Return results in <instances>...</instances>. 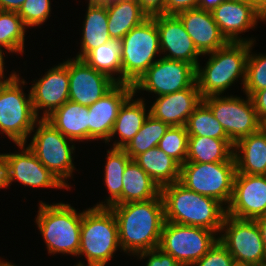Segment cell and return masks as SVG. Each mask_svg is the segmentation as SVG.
<instances>
[{"instance_id":"40","label":"cell","mask_w":266,"mask_h":266,"mask_svg":"<svg viewBox=\"0 0 266 266\" xmlns=\"http://www.w3.org/2000/svg\"><path fill=\"white\" fill-rule=\"evenodd\" d=\"M140 260L147 259L146 266H184L180 261H176L170 254L165 253L159 247L142 251L136 254Z\"/></svg>"},{"instance_id":"20","label":"cell","mask_w":266,"mask_h":266,"mask_svg":"<svg viewBox=\"0 0 266 266\" xmlns=\"http://www.w3.org/2000/svg\"><path fill=\"white\" fill-rule=\"evenodd\" d=\"M21 150L18 153H6L9 164L10 181L20 182L21 185L32 188H66L55 175L48 170L28 148L27 144H16ZM26 147V148H25Z\"/></svg>"},{"instance_id":"29","label":"cell","mask_w":266,"mask_h":266,"mask_svg":"<svg viewBox=\"0 0 266 266\" xmlns=\"http://www.w3.org/2000/svg\"><path fill=\"white\" fill-rule=\"evenodd\" d=\"M160 194L161 188L157 183L131 159L123 173L121 204L148 201Z\"/></svg>"},{"instance_id":"37","label":"cell","mask_w":266,"mask_h":266,"mask_svg":"<svg viewBox=\"0 0 266 266\" xmlns=\"http://www.w3.org/2000/svg\"><path fill=\"white\" fill-rule=\"evenodd\" d=\"M254 43H250V50L246 62V80L244 93L251 96L253 93L266 89V54H254L252 47Z\"/></svg>"},{"instance_id":"54","label":"cell","mask_w":266,"mask_h":266,"mask_svg":"<svg viewBox=\"0 0 266 266\" xmlns=\"http://www.w3.org/2000/svg\"><path fill=\"white\" fill-rule=\"evenodd\" d=\"M235 266H249V265L236 264Z\"/></svg>"},{"instance_id":"6","label":"cell","mask_w":266,"mask_h":266,"mask_svg":"<svg viewBox=\"0 0 266 266\" xmlns=\"http://www.w3.org/2000/svg\"><path fill=\"white\" fill-rule=\"evenodd\" d=\"M19 75L12 72L0 82V132L14 144H26L39 118L33 109L31 91L26 96L22 87L26 82Z\"/></svg>"},{"instance_id":"51","label":"cell","mask_w":266,"mask_h":266,"mask_svg":"<svg viewBox=\"0 0 266 266\" xmlns=\"http://www.w3.org/2000/svg\"><path fill=\"white\" fill-rule=\"evenodd\" d=\"M5 74L4 72H0V82L5 78Z\"/></svg>"},{"instance_id":"31","label":"cell","mask_w":266,"mask_h":266,"mask_svg":"<svg viewBox=\"0 0 266 266\" xmlns=\"http://www.w3.org/2000/svg\"><path fill=\"white\" fill-rule=\"evenodd\" d=\"M106 158L104 182L109 191V197H106L107 199L104 202H99L93 207H110L121 204L123 173L131 158L122 148L107 150Z\"/></svg>"},{"instance_id":"8","label":"cell","mask_w":266,"mask_h":266,"mask_svg":"<svg viewBox=\"0 0 266 266\" xmlns=\"http://www.w3.org/2000/svg\"><path fill=\"white\" fill-rule=\"evenodd\" d=\"M32 132L35 133L31 138V142L27 145L28 148L67 187L68 191L71 186L69 187L67 178L73 177L72 173L76 169L73 164L74 157H72L75 144L70 145L74 141L65 137L48 121L41 118L35 123Z\"/></svg>"},{"instance_id":"46","label":"cell","mask_w":266,"mask_h":266,"mask_svg":"<svg viewBox=\"0 0 266 266\" xmlns=\"http://www.w3.org/2000/svg\"><path fill=\"white\" fill-rule=\"evenodd\" d=\"M224 1L225 0H199L198 8L212 12L217 6H219Z\"/></svg>"},{"instance_id":"7","label":"cell","mask_w":266,"mask_h":266,"mask_svg":"<svg viewBox=\"0 0 266 266\" xmlns=\"http://www.w3.org/2000/svg\"><path fill=\"white\" fill-rule=\"evenodd\" d=\"M122 83L134 84L161 55L155 16L148 17L122 39Z\"/></svg>"},{"instance_id":"38","label":"cell","mask_w":266,"mask_h":266,"mask_svg":"<svg viewBox=\"0 0 266 266\" xmlns=\"http://www.w3.org/2000/svg\"><path fill=\"white\" fill-rule=\"evenodd\" d=\"M50 12L51 0H26L17 13L28 28L42 25Z\"/></svg>"},{"instance_id":"44","label":"cell","mask_w":266,"mask_h":266,"mask_svg":"<svg viewBox=\"0 0 266 266\" xmlns=\"http://www.w3.org/2000/svg\"><path fill=\"white\" fill-rule=\"evenodd\" d=\"M10 181V172H9V164L6 161L5 154L0 153V188L9 187Z\"/></svg>"},{"instance_id":"15","label":"cell","mask_w":266,"mask_h":266,"mask_svg":"<svg viewBox=\"0 0 266 266\" xmlns=\"http://www.w3.org/2000/svg\"><path fill=\"white\" fill-rule=\"evenodd\" d=\"M226 214L250 220L266 215V175L236 173Z\"/></svg>"},{"instance_id":"36","label":"cell","mask_w":266,"mask_h":266,"mask_svg":"<svg viewBox=\"0 0 266 266\" xmlns=\"http://www.w3.org/2000/svg\"><path fill=\"white\" fill-rule=\"evenodd\" d=\"M188 138L186 126H170L157 147L181 166L186 162Z\"/></svg>"},{"instance_id":"26","label":"cell","mask_w":266,"mask_h":266,"mask_svg":"<svg viewBox=\"0 0 266 266\" xmlns=\"http://www.w3.org/2000/svg\"><path fill=\"white\" fill-rule=\"evenodd\" d=\"M88 114V107L68 100L45 120L73 141H88Z\"/></svg>"},{"instance_id":"1","label":"cell","mask_w":266,"mask_h":266,"mask_svg":"<svg viewBox=\"0 0 266 266\" xmlns=\"http://www.w3.org/2000/svg\"><path fill=\"white\" fill-rule=\"evenodd\" d=\"M117 220L121 250L128 255L159 247L165 222L161 194L148 201L127 202L109 207Z\"/></svg>"},{"instance_id":"14","label":"cell","mask_w":266,"mask_h":266,"mask_svg":"<svg viewBox=\"0 0 266 266\" xmlns=\"http://www.w3.org/2000/svg\"><path fill=\"white\" fill-rule=\"evenodd\" d=\"M212 15L228 42L254 43L253 38H240L239 34L256 28L258 20L266 21V11L258 3L245 1L225 0L212 11Z\"/></svg>"},{"instance_id":"10","label":"cell","mask_w":266,"mask_h":266,"mask_svg":"<svg viewBox=\"0 0 266 266\" xmlns=\"http://www.w3.org/2000/svg\"><path fill=\"white\" fill-rule=\"evenodd\" d=\"M216 235L206 228L165 221L159 248L184 266H191L218 241Z\"/></svg>"},{"instance_id":"32","label":"cell","mask_w":266,"mask_h":266,"mask_svg":"<svg viewBox=\"0 0 266 266\" xmlns=\"http://www.w3.org/2000/svg\"><path fill=\"white\" fill-rule=\"evenodd\" d=\"M122 40L109 39L104 45L91 50L82 60L96 71L108 75L116 83H122ZM118 75V77H115Z\"/></svg>"},{"instance_id":"48","label":"cell","mask_w":266,"mask_h":266,"mask_svg":"<svg viewBox=\"0 0 266 266\" xmlns=\"http://www.w3.org/2000/svg\"><path fill=\"white\" fill-rule=\"evenodd\" d=\"M4 53H2L0 51V72H4V65H5V62H4Z\"/></svg>"},{"instance_id":"53","label":"cell","mask_w":266,"mask_h":266,"mask_svg":"<svg viewBox=\"0 0 266 266\" xmlns=\"http://www.w3.org/2000/svg\"><path fill=\"white\" fill-rule=\"evenodd\" d=\"M263 128L266 130V120L263 122Z\"/></svg>"},{"instance_id":"28","label":"cell","mask_w":266,"mask_h":266,"mask_svg":"<svg viewBox=\"0 0 266 266\" xmlns=\"http://www.w3.org/2000/svg\"><path fill=\"white\" fill-rule=\"evenodd\" d=\"M234 143L230 139L189 136L186 162H235Z\"/></svg>"},{"instance_id":"25","label":"cell","mask_w":266,"mask_h":266,"mask_svg":"<svg viewBox=\"0 0 266 266\" xmlns=\"http://www.w3.org/2000/svg\"><path fill=\"white\" fill-rule=\"evenodd\" d=\"M109 39L106 4L103 1H89L83 22L81 52L75 58L83 59L91 50L104 45Z\"/></svg>"},{"instance_id":"52","label":"cell","mask_w":266,"mask_h":266,"mask_svg":"<svg viewBox=\"0 0 266 266\" xmlns=\"http://www.w3.org/2000/svg\"><path fill=\"white\" fill-rule=\"evenodd\" d=\"M236 1H245V2L257 3L255 0H236Z\"/></svg>"},{"instance_id":"42","label":"cell","mask_w":266,"mask_h":266,"mask_svg":"<svg viewBox=\"0 0 266 266\" xmlns=\"http://www.w3.org/2000/svg\"><path fill=\"white\" fill-rule=\"evenodd\" d=\"M141 9L152 17L159 14H164L165 0H136Z\"/></svg>"},{"instance_id":"22","label":"cell","mask_w":266,"mask_h":266,"mask_svg":"<svg viewBox=\"0 0 266 266\" xmlns=\"http://www.w3.org/2000/svg\"><path fill=\"white\" fill-rule=\"evenodd\" d=\"M177 16L202 55L222 48L228 43L214 21L212 12L192 8L178 13Z\"/></svg>"},{"instance_id":"33","label":"cell","mask_w":266,"mask_h":266,"mask_svg":"<svg viewBox=\"0 0 266 266\" xmlns=\"http://www.w3.org/2000/svg\"><path fill=\"white\" fill-rule=\"evenodd\" d=\"M169 127L167 123L149 114L139 132L122 149L134 159L137 155L157 147Z\"/></svg>"},{"instance_id":"4","label":"cell","mask_w":266,"mask_h":266,"mask_svg":"<svg viewBox=\"0 0 266 266\" xmlns=\"http://www.w3.org/2000/svg\"><path fill=\"white\" fill-rule=\"evenodd\" d=\"M121 249L118 223L109 207H89L82 211L79 256H86V266H106ZM74 266H85L80 262Z\"/></svg>"},{"instance_id":"11","label":"cell","mask_w":266,"mask_h":266,"mask_svg":"<svg viewBox=\"0 0 266 266\" xmlns=\"http://www.w3.org/2000/svg\"><path fill=\"white\" fill-rule=\"evenodd\" d=\"M218 240L236 264L261 266L266 262V249L255 220L238 219L226 214Z\"/></svg>"},{"instance_id":"43","label":"cell","mask_w":266,"mask_h":266,"mask_svg":"<svg viewBox=\"0 0 266 266\" xmlns=\"http://www.w3.org/2000/svg\"><path fill=\"white\" fill-rule=\"evenodd\" d=\"M250 98L258 117L264 122L266 120V89L253 93Z\"/></svg>"},{"instance_id":"50","label":"cell","mask_w":266,"mask_h":266,"mask_svg":"<svg viewBox=\"0 0 266 266\" xmlns=\"http://www.w3.org/2000/svg\"><path fill=\"white\" fill-rule=\"evenodd\" d=\"M1 266H17V265H14L12 262H5V260L3 261L2 259V262H1Z\"/></svg>"},{"instance_id":"16","label":"cell","mask_w":266,"mask_h":266,"mask_svg":"<svg viewBox=\"0 0 266 266\" xmlns=\"http://www.w3.org/2000/svg\"><path fill=\"white\" fill-rule=\"evenodd\" d=\"M33 83L30 89L33 109L39 119V111L44 109L41 119H45L69 100L68 60L53 66Z\"/></svg>"},{"instance_id":"3","label":"cell","mask_w":266,"mask_h":266,"mask_svg":"<svg viewBox=\"0 0 266 266\" xmlns=\"http://www.w3.org/2000/svg\"><path fill=\"white\" fill-rule=\"evenodd\" d=\"M249 50L248 42H228L222 48L203 54L209 56L206 66L202 68L199 63L196 67V84L202 98L223 95L238 78L244 87Z\"/></svg>"},{"instance_id":"2","label":"cell","mask_w":266,"mask_h":266,"mask_svg":"<svg viewBox=\"0 0 266 266\" xmlns=\"http://www.w3.org/2000/svg\"><path fill=\"white\" fill-rule=\"evenodd\" d=\"M165 221L196 226L220 234L226 207L218 200L198 194L179 181L161 188Z\"/></svg>"},{"instance_id":"34","label":"cell","mask_w":266,"mask_h":266,"mask_svg":"<svg viewBox=\"0 0 266 266\" xmlns=\"http://www.w3.org/2000/svg\"><path fill=\"white\" fill-rule=\"evenodd\" d=\"M26 28L17 12L0 10V51L22 54Z\"/></svg>"},{"instance_id":"49","label":"cell","mask_w":266,"mask_h":266,"mask_svg":"<svg viewBox=\"0 0 266 266\" xmlns=\"http://www.w3.org/2000/svg\"><path fill=\"white\" fill-rule=\"evenodd\" d=\"M266 11V0H255Z\"/></svg>"},{"instance_id":"9","label":"cell","mask_w":266,"mask_h":266,"mask_svg":"<svg viewBox=\"0 0 266 266\" xmlns=\"http://www.w3.org/2000/svg\"><path fill=\"white\" fill-rule=\"evenodd\" d=\"M235 174V162H185L180 166L179 182L186 188L212 197L227 207L233 194Z\"/></svg>"},{"instance_id":"27","label":"cell","mask_w":266,"mask_h":266,"mask_svg":"<svg viewBox=\"0 0 266 266\" xmlns=\"http://www.w3.org/2000/svg\"><path fill=\"white\" fill-rule=\"evenodd\" d=\"M103 2L107 7L110 38L122 39L131 29L148 18L136 0H103Z\"/></svg>"},{"instance_id":"18","label":"cell","mask_w":266,"mask_h":266,"mask_svg":"<svg viewBox=\"0 0 266 266\" xmlns=\"http://www.w3.org/2000/svg\"><path fill=\"white\" fill-rule=\"evenodd\" d=\"M132 84L116 83L103 97L88 107V140L110 138L114 122L124 102L132 95Z\"/></svg>"},{"instance_id":"19","label":"cell","mask_w":266,"mask_h":266,"mask_svg":"<svg viewBox=\"0 0 266 266\" xmlns=\"http://www.w3.org/2000/svg\"><path fill=\"white\" fill-rule=\"evenodd\" d=\"M159 32L161 54L169 60L183 61L197 67L198 56H203L195 47L177 15H155ZM164 52V53H163Z\"/></svg>"},{"instance_id":"17","label":"cell","mask_w":266,"mask_h":266,"mask_svg":"<svg viewBox=\"0 0 266 266\" xmlns=\"http://www.w3.org/2000/svg\"><path fill=\"white\" fill-rule=\"evenodd\" d=\"M69 100L89 107L115 84L108 75L96 71L82 59H68Z\"/></svg>"},{"instance_id":"35","label":"cell","mask_w":266,"mask_h":266,"mask_svg":"<svg viewBox=\"0 0 266 266\" xmlns=\"http://www.w3.org/2000/svg\"><path fill=\"white\" fill-rule=\"evenodd\" d=\"M185 126L189 136L229 139L225 130L203 100L189 116Z\"/></svg>"},{"instance_id":"47","label":"cell","mask_w":266,"mask_h":266,"mask_svg":"<svg viewBox=\"0 0 266 266\" xmlns=\"http://www.w3.org/2000/svg\"><path fill=\"white\" fill-rule=\"evenodd\" d=\"M255 221L259 227L262 241L266 249V215L256 218Z\"/></svg>"},{"instance_id":"5","label":"cell","mask_w":266,"mask_h":266,"mask_svg":"<svg viewBox=\"0 0 266 266\" xmlns=\"http://www.w3.org/2000/svg\"><path fill=\"white\" fill-rule=\"evenodd\" d=\"M37 227L45 241L48 254L77 256L80 246L82 212L68 203L46 204L40 201Z\"/></svg>"},{"instance_id":"23","label":"cell","mask_w":266,"mask_h":266,"mask_svg":"<svg viewBox=\"0 0 266 266\" xmlns=\"http://www.w3.org/2000/svg\"><path fill=\"white\" fill-rule=\"evenodd\" d=\"M236 173L266 175V130L241 138L234 144Z\"/></svg>"},{"instance_id":"21","label":"cell","mask_w":266,"mask_h":266,"mask_svg":"<svg viewBox=\"0 0 266 266\" xmlns=\"http://www.w3.org/2000/svg\"><path fill=\"white\" fill-rule=\"evenodd\" d=\"M198 87L161 95L151 105L149 114L170 126H185L189 116L202 102Z\"/></svg>"},{"instance_id":"45","label":"cell","mask_w":266,"mask_h":266,"mask_svg":"<svg viewBox=\"0 0 266 266\" xmlns=\"http://www.w3.org/2000/svg\"><path fill=\"white\" fill-rule=\"evenodd\" d=\"M26 0H0V10L18 12Z\"/></svg>"},{"instance_id":"12","label":"cell","mask_w":266,"mask_h":266,"mask_svg":"<svg viewBox=\"0 0 266 266\" xmlns=\"http://www.w3.org/2000/svg\"><path fill=\"white\" fill-rule=\"evenodd\" d=\"M203 101L234 144L263 127V121L258 117L248 95L246 100L234 95H213L203 98Z\"/></svg>"},{"instance_id":"24","label":"cell","mask_w":266,"mask_h":266,"mask_svg":"<svg viewBox=\"0 0 266 266\" xmlns=\"http://www.w3.org/2000/svg\"><path fill=\"white\" fill-rule=\"evenodd\" d=\"M134 96L132 94L120 108L110 138L105 142L109 144L111 137L118 134L120 140H115L112 148H123L139 132L149 115L145 99L140 97L134 100Z\"/></svg>"},{"instance_id":"30","label":"cell","mask_w":266,"mask_h":266,"mask_svg":"<svg viewBox=\"0 0 266 266\" xmlns=\"http://www.w3.org/2000/svg\"><path fill=\"white\" fill-rule=\"evenodd\" d=\"M133 160L160 188L179 181L180 165L158 147L137 155Z\"/></svg>"},{"instance_id":"39","label":"cell","mask_w":266,"mask_h":266,"mask_svg":"<svg viewBox=\"0 0 266 266\" xmlns=\"http://www.w3.org/2000/svg\"><path fill=\"white\" fill-rule=\"evenodd\" d=\"M236 262L227 248L218 240L208 252L191 266H235Z\"/></svg>"},{"instance_id":"13","label":"cell","mask_w":266,"mask_h":266,"mask_svg":"<svg viewBox=\"0 0 266 266\" xmlns=\"http://www.w3.org/2000/svg\"><path fill=\"white\" fill-rule=\"evenodd\" d=\"M132 86L135 95L143 90L156 96L197 87L196 67L187 62L160 56Z\"/></svg>"},{"instance_id":"41","label":"cell","mask_w":266,"mask_h":266,"mask_svg":"<svg viewBox=\"0 0 266 266\" xmlns=\"http://www.w3.org/2000/svg\"><path fill=\"white\" fill-rule=\"evenodd\" d=\"M199 0H165L164 14L177 15L182 11L198 8Z\"/></svg>"}]
</instances>
